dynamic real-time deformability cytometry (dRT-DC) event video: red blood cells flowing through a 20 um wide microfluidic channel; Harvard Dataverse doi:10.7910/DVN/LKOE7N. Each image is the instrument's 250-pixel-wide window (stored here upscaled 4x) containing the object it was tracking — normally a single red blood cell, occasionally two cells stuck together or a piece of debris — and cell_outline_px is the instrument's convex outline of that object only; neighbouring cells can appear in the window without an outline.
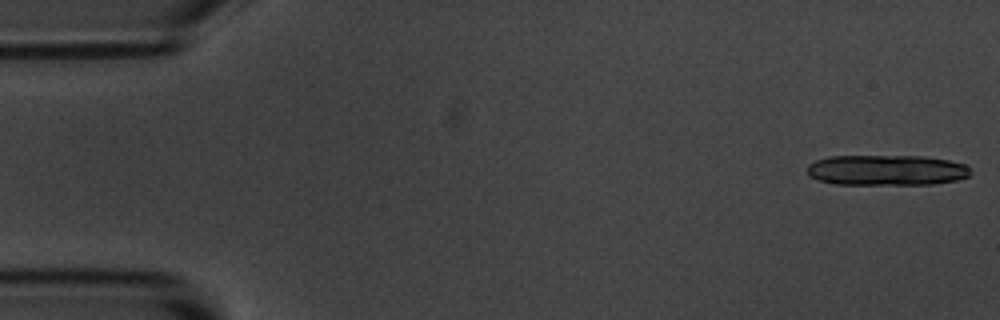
{"species": "common noctule bat (a hibernating species)", "species_latin": "Nyctalus noctula", "temperature_condition": "room temperature", "stored_images_in_passage": 13, "camera_frame_rate_fps": 3000, "um_per_image_px": 0.085, "animal": {"sex": "male", "body_mass_g": 20.1, "forearm_length_mm": 53.5}, "frame": {"image": 1, "passage_image": 1, "time_ms": 0.0, "image_size_px": [1000, 320], "cell_outline_px": [[972, 172], [968, 176], [956, 180], [932, 184], [836, 184], [820, 180], [808, 176], [808, 164], [816, 160], [828, 156], [924, 156], [948, 160], [964, 164], [972, 168]], "centroid_in_image_um": [75.37, 14.46], "position_along_channel_um": 9.6, "area_um2": 29.13}}